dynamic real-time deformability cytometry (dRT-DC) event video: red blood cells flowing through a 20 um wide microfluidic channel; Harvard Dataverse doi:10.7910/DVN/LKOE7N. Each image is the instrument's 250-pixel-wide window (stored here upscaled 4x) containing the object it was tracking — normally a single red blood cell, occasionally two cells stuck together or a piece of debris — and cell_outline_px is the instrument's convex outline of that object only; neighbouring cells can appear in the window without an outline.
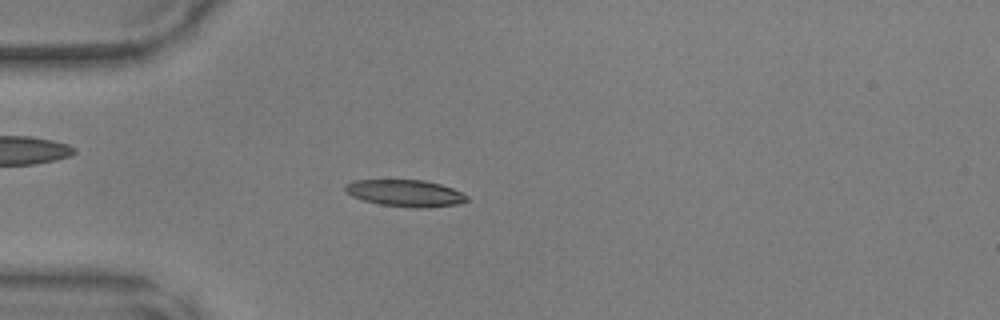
{"species": "common noctule bat (a hibernating species)", "species_latin": "Nyctalus noctula", "temperature_condition": "warm", "stored_images_in_passage": 48, "camera_frame_rate_fps": 3000, "um_per_image_px": 0.085, "animal": {"sex": "male", "body_mass_g": 17.9, "forearm_length_mm": 54.2}, "frame": {"image": 1, "passage_image": 13, "time_ms": 4.0, "image_size_px": [1000, 320], "cell_outline_px": [[468, 200], [456, 204], [424, 208], [412, 208], [380, 204], [364, 200], [352, 196], [344, 192], [344, 188], [352, 180], [424, 180], [440, 184], [452, 188], [468, 196]], "centroid_in_image_um": [34.43, 16.42], "position_along_channel_um": 50.6, "area_um2": 18.9}}
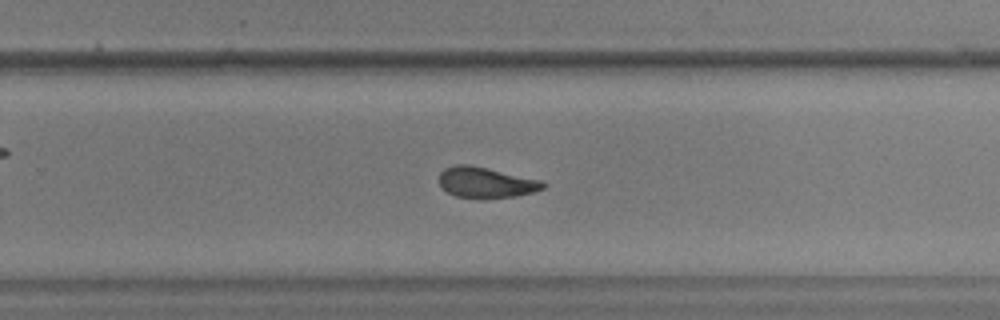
{"frame": {"image": 2, "passage_image": 31, "time_ms": 10.0, "image_size_px": [1000, 320], "cell_outline_px": [[548, 184], [544, 188], [532, 192], [516, 196], [456, 196], [440, 188], [440, 172], [444, 168], [456, 164], [468, 164], [540, 180]], "centroid_in_image_um": [41.28, 15.48], "position_along_channel_um": 288.5, "area_um2": 17.92}}
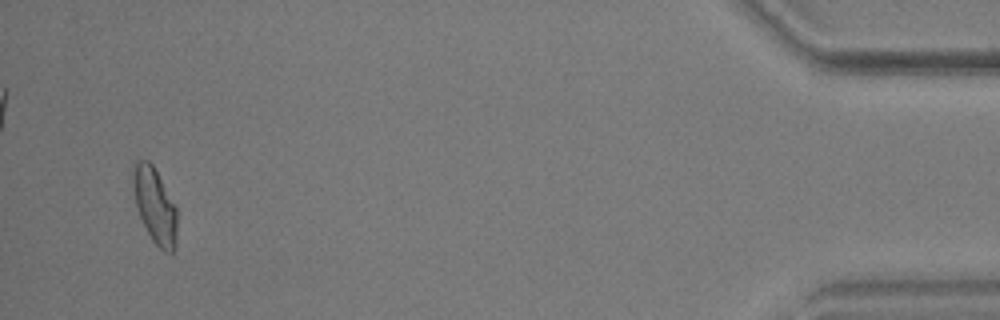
{"frame": {"image": 3, "passage_image": 46, "time_ms": 15.0, "image_size_px": [1000, 320], "cell_outline_px": [[176, 248], [172, 252], [164, 252], [152, 240], [136, 208], [132, 176], [132, 164], [136, 160], [148, 160], [152, 164], [176, 204]], "centroid_in_image_um": [13.16, 17.45], "position_along_channel_um": 422.0, "area_um2": 19.42}}